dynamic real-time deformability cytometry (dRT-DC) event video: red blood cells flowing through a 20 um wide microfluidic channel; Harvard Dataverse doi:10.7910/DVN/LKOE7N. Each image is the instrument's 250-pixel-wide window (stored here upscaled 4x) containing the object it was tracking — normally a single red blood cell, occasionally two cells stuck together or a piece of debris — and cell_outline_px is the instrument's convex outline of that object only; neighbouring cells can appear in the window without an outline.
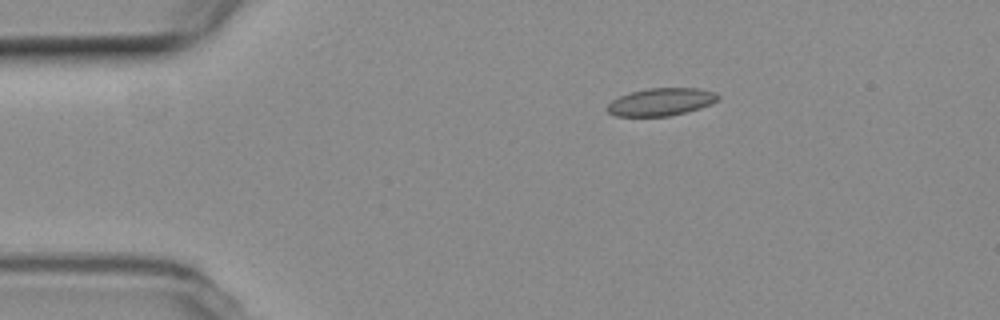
{"species": "common noctule bat (a hibernating species)", "species_latin": "Nyctalus noctula", "temperature_condition": "room temperature", "stored_images_in_passage": 5, "camera_frame_rate_fps": 3000, "um_per_image_px": 0.085, "animal": {"sex": "female", "body_mass_g": 19.3, "forearm_length_mm": 54.1}, "frame": {"image": 1, "passage_image": 2, "time_ms": 2.0, "image_size_px": [1000, 320], "cell_outline_px": [[720, 96], [712, 104], [700, 108], [668, 116], [616, 116], [608, 112], [604, 108], [612, 100], [620, 96], [632, 92], [648, 88], [700, 88], [716, 92]], "centroid_in_image_um": [56.19, 8.66], "position_along_channel_um": 28.8, "area_um2": 17.8}}
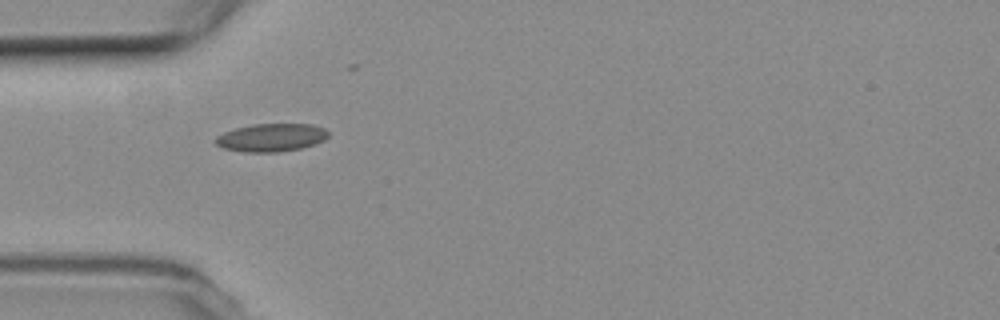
{"frame": {"image": 2, "passage_image": 4, "time_ms": 4.333, "image_size_px": [1000, 320], "cell_outline_px": [[328, 136], [324, 140], [300, 148], [276, 152], [248, 152], [224, 148], [216, 144], [212, 140], [216, 136], [224, 132], [236, 128], [252, 124], [312, 124], [324, 128], [328, 132]], "centroid_in_image_um": [23.03, 11.68], "position_along_channel_um": 62.0, "area_um2": 18.26}}
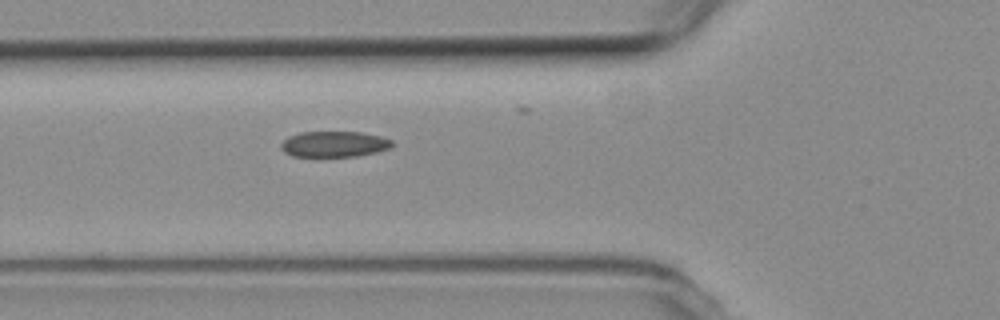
{"frame": {"image": 3, "passage_image": 5, "time_ms": 5.333, "image_size_px": [1000, 320], "cell_outline_px": [[392, 144], [388, 148], [376, 152], [356, 156], [292, 156], [284, 152], [280, 148], [280, 144], [288, 136], [300, 132], [360, 132], [380, 136], [392, 140]], "centroid_in_image_um": [28.36, 12.24], "position_along_channel_um": 97.4, "area_um2": 16.59}}